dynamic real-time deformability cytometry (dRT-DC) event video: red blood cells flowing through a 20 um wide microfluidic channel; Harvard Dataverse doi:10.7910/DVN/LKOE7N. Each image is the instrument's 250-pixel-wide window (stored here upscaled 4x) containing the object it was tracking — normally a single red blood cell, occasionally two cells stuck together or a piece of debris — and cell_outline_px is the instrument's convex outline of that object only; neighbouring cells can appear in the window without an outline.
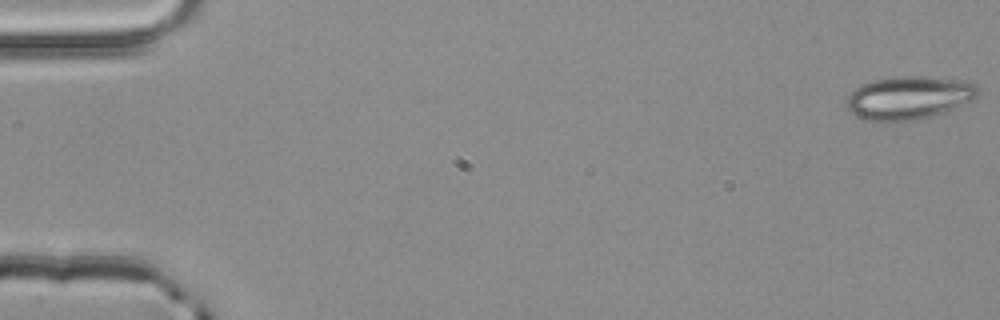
{"species": "common noctule bat (a hibernating species)", "species_latin": "Nyctalus noctula", "temperature_condition": "room temperature", "stored_images_in_passage": 52, "camera_frame_rate_fps": 3000, "um_per_image_px": 0.085, "animal": {"sex": "male", "body_mass_g": 20.4}, "frame": {"image": 1, "passage_image": 1, "time_ms": 0.0, "image_size_px": [1000, 320], "cell_outline_px": [[980, 92], [972, 100], [944, 112], [916, 120], [864, 120], [852, 112], [848, 108], [848, 96], [860, 84], [872, 80], [896, 76], [916, 76], [972, 80], [980, 88]], "centroid_in_image_um": [77.32, 8.27], "position_along_channel_um": 7.7, "area_um2": 32.95}}
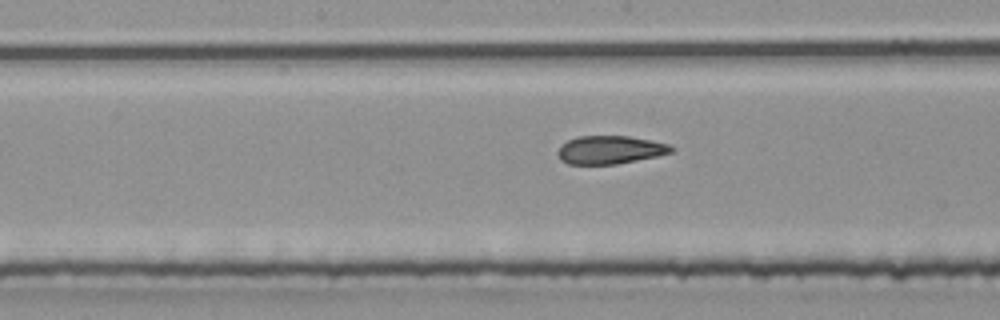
{"frame": {"image": 2, "passage_image": 27, "time_ms": 8.667, "image_size_px": [1000, 320], "cell_outline_px": [[676, 148], [672, 152], [656, 156], [616, 164], [568, 164], [560, 160], [556, 152], [568, 140], [576, 136], [628, 136], [652, 140], [668, 144]], "centroid_in_image_um": [51.85, 12.73], "position_along_channel_um": 196.3, "area_um2": 18.61}}
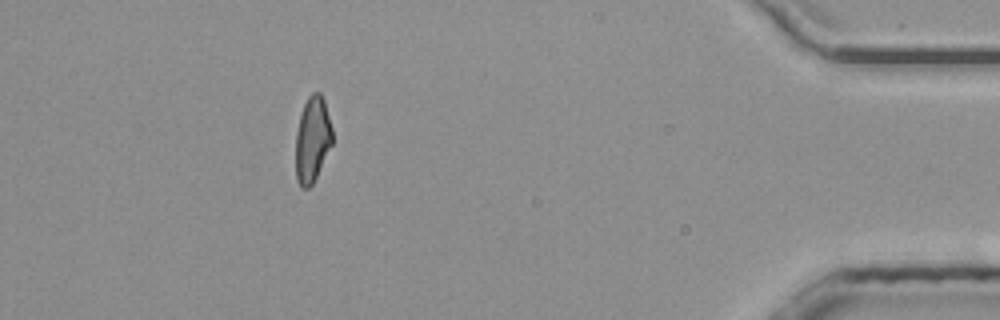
{"frame": {"image": 3, "passage_image": 47, "time_ms": 15.333, "image_size_px": [1000, 320], "cell_outline_px": [[332, 144], [312, 184], [308, 188], [300, 188], [296, 180], [296, 132], [300, 116], [304, 104], [308, 96], [312, 92], [320, 92], [324, 100], [332, 128]], "centroid_in_image_um": [26.54, 11.85], "position_along_channel_um": 408.7, "area_um2": 18.21}, "authors_computed_cell_mechanics": {"area_um2": 19.4208, "velocity_mm_per_s": 4.042, "shape_relaxation_time_tau1_ms": null, "shape_relaxation_time_tau2_ms": 1.8992, "deformation_change_tau1": null, "deformation_change_tau2": 0.1044}}